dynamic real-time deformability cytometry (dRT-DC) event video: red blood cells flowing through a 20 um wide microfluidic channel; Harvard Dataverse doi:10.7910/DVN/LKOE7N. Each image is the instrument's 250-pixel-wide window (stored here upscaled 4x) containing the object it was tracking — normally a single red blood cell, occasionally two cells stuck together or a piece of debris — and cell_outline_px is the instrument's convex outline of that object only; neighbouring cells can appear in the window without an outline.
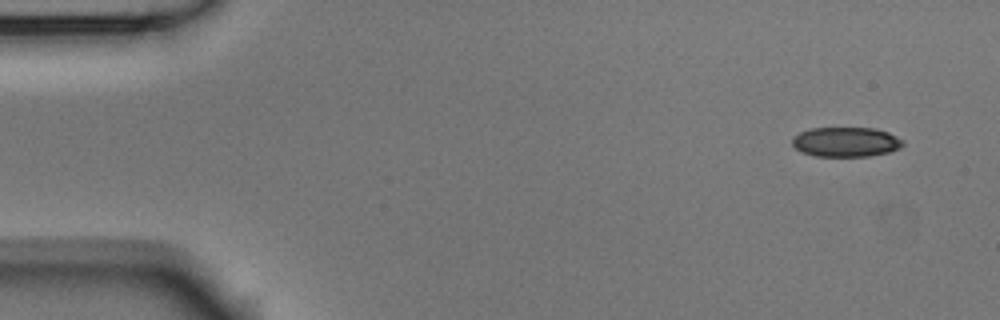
{"species": "Egyptian fruit bat (a non-hibernating species)", "species_latin": "Rousettus aegyptiacus", "temperature_condition": "room temperature", "stored_images_in_passage": 4, "camera_frame_rate_fps": 3000, "um_per_image_px": 0.085, "animal": {"sex": "male"}, "frame": {"image": 1, "passage_image": 1, "time_ms": 0.0, "image_size_px": [1000, 320], "cell_outline_px": [[904, 144], [900, 148], [888, 152], [868, 156], [816, 156], [800, 152], [792, 144], [792, 136], [808, 128], [876, 128], [888, 132], [904, 140]], "centroid_in_image_um": [71.89, 12.06], "position_along_channel_um": 13.1, "area_um2": 19.31}}
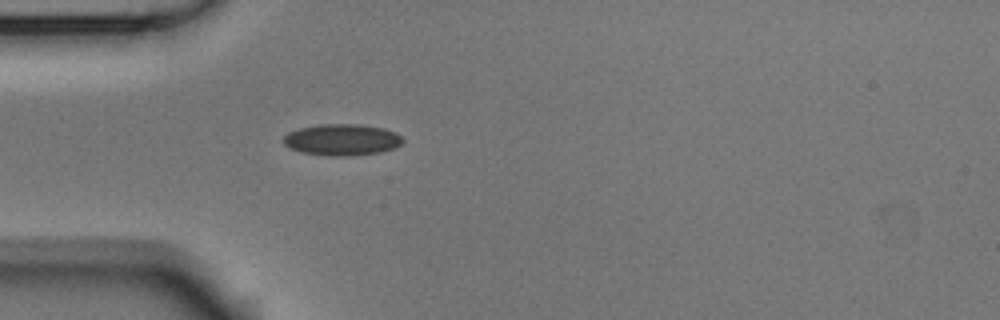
{"frame": {"image": 2, "passage_image": 4, "time_ms": 1.0, "image_size_px": [1000, 320], "cell_outline_px": [[404, 140], [396, 148], [380, 152], [344, 156], [328, 156], [300, 152], [284, 144], [284, 136], [288, 132], [300, 128], [320, 124], [356, 124], [384, 128], [396, 132]], "centroid_in_image_um": [29.08, 11.87], "position_along_channel_um": 55.9, "area_um2": 21.79}}